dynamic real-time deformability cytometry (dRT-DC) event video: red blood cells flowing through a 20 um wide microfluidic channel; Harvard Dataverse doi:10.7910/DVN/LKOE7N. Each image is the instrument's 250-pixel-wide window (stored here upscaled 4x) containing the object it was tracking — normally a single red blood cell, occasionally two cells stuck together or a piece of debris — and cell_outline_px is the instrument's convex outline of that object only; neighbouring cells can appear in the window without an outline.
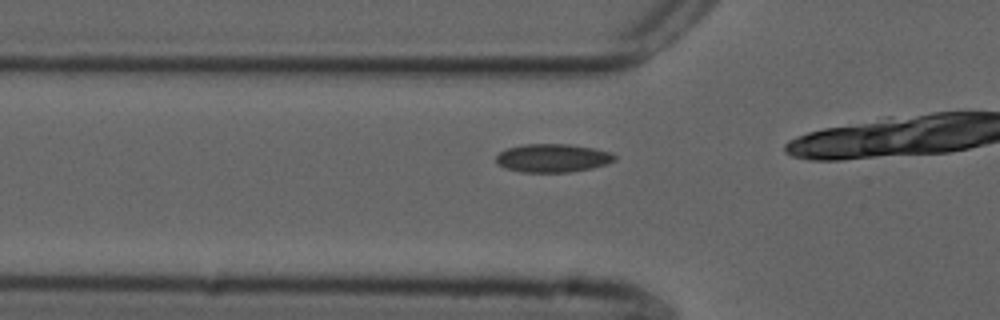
{"species": "common noctule bat (a hibernating species)", "species_latin": "Nyctalus noctula", "temperature_condition": "cold", "stored_images_in_passage": 28, "camera_frame_rate_fps": 3000, "um_per_image_px": 0.085, "animal": {"sex": "male", "forearm_length_mm": 52.5}, "frame": {"image": 1, "passage_image": 6, "time_ms": 1.667, "image_size_px": [1000, 320], "cell_outline_px": [[616, 160], [608, 164], [592, 168], [568, 172], [520, 172], [504, 168], [496, 164], [496, 156], [500, 152], [508, 148], [524, 144], [568, 144], [592, 148], [612, 152], [616, 156]], "centroid_in_image_um": [46.98, 13.44], "position_along_channel_um": 78.8, "area_um2": 19.71}}
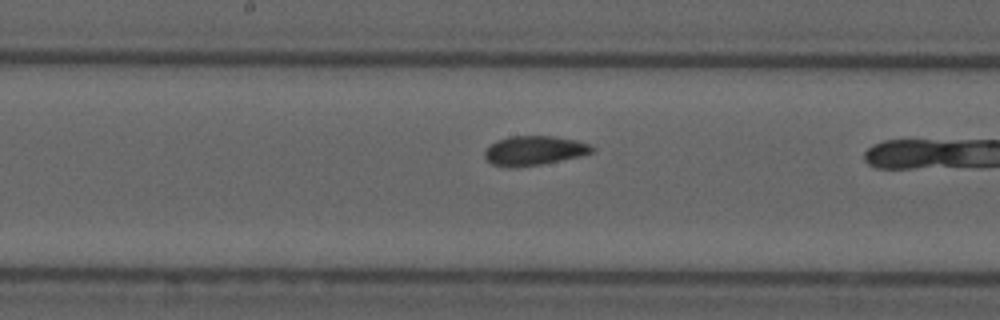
{"frame": {"image": 2, "passage_image": 16, "time_ms": 5.0, "image_size_px": [1000, 320], "cell_outline_px": [[596, 148], [592, 152], [580, 156], [540, 164], [512, 168], [508, 168], [492, 164], [484, 156], [484, 152], [496, 140], [512, 136], [552, 136], [576, 140], [588, 144]], "centroid_in_image_um": [45.39, 12.8], "position_along_channel_um": 202.8, "area_um2": 18.21}}
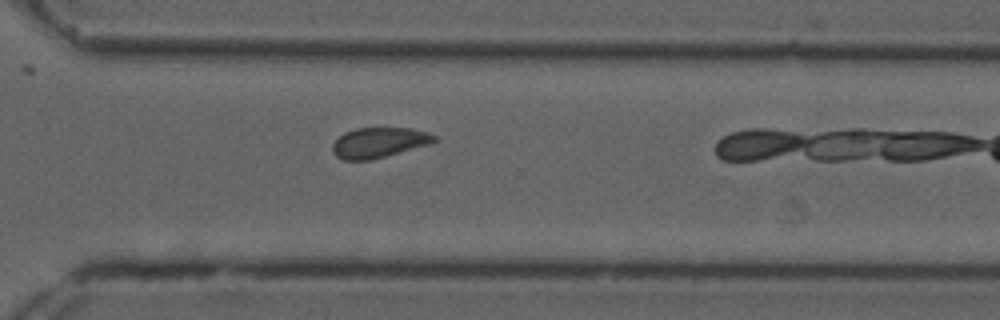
{"frame": {"image": 3, "passage_image": 27, "time_ms": 8.667, "image_size_px": [1000, 320], "cell_outline_px": [[440, 140], [432, 144], [368, 160], [344, 160], [336, 156], [332, 152], [332, 144], [344, 132], [356, 128], [412, 128], [428, 132], [436, 136]], "centroid_in_image_um": [32.25, 12.11], "position_along_channel_um": 338.4, "area_um2": 18.03}}